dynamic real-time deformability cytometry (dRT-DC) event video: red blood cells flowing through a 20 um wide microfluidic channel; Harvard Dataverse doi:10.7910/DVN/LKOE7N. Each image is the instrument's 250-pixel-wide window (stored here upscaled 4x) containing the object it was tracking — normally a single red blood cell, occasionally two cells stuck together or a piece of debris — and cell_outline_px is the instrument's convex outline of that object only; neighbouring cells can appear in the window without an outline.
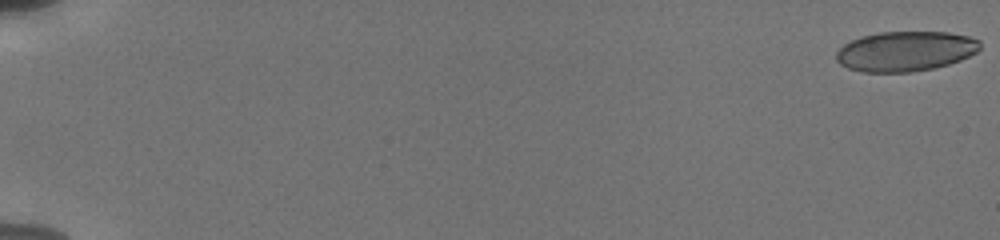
{"species": "human", "species_latin": "Homo sapiens", "temperature_condition": "cold", "stored_images_in_passage": 20, "camera_frame_rate_fps": 3000, "um_per_image_px": 0.085, "donor": {"sex": "male"}, "frame": {"image": 1, "passage_image": 1, "time_ms": 0.0, "image_size_px": [1000, 240], "cell_outline_px": [[980, 48], [976, 52], [960, 60], [948, 64], [932, 68], [912, 72], [860, 72], [848, 68], [840, 64], [836, 60], [836, 52], [844, 44], [860, 36], [880, 32], [948, 32], [968, 36], [980, 40]], "centroid_in_image_um": [76.94, 4.35], "position_along_channel_um": 8.1, "area_um2": 33.52}}
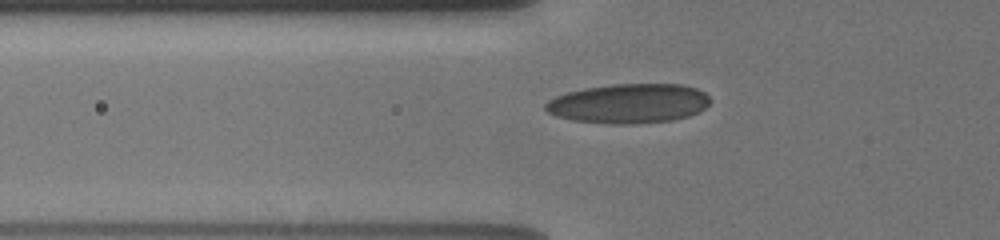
{"frame": {"image": 2, "passage_image": 12, "time_ms": 7.0, "image_size_px": [1000, 240], "cell_outline_px": [[708, 104], [704, 108], [688, 116], [672, 120], [636, 124], [608, 124], [572, 120], [556, 116], [548, 112], [544, 108], [544, 104], [548, 100], [556, 96], [568, 92], [584, 88], [612, 84], [684, 84], [696, 88], [704, 92], [708, 96]], "centroid_in_image_um": [53.41, 8.8], "position_along_channel_um": 72.4, "area_um2": 37.97}}
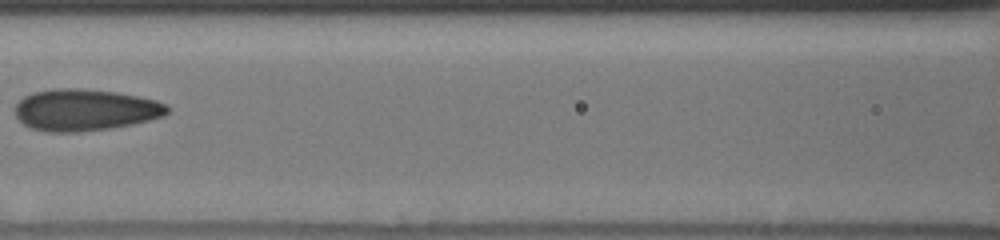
{"frame": {"image": 3, "passage_image": 17, "time_ms": 9.333, "image_size_px": [1000, 240], "cell_outline_px": [[172, 108], [164, 116], [132, 124], [108, 128], [76, 132], [48, 132], [32, 128], [24, 124], [16, 116], [16, 104], [24, 96], [32, 92], [52, 88], [84, 88], [116, 92], [156, 100], [168, 104]], "centroid_in_image_um": [7.25, 9.33], "position_along_channel_um": 159.4, "area_um2": 37.05}}